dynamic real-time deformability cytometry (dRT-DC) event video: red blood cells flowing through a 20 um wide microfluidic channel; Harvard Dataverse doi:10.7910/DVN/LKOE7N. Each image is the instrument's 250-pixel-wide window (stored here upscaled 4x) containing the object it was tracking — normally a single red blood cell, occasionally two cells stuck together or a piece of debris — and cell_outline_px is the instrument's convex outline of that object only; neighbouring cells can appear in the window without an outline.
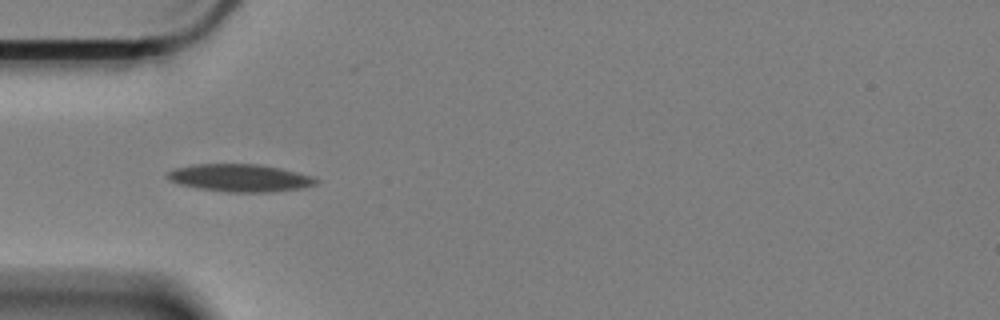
{"species": "Egyptian fruit bat (a non-hibernating species)", "species_latin": "Rousettus aegyptiacus", "temperature_condition": "cold", "stored_images_in_passage": 37, "camera_frame_rate_fps": 3000, "um_per_image_px": 0.085, "animal": {"sex": "female"}, "frame": {"image": 1, "passage_image": 1, "time_ms": 0.0, "image_size_px": [1000, 320], "cell_outline_px": [[316, 184], [300, 188], [268, 192], [228, 192], [200, 188], [180, 184], [168, 180], [164, 176], [168, 172], [176, 168], [192, 164], [260, 164], [280, 168], [312, 176], [316, 180]], "centroid_in_image_um": [20.34, 15.11], "position_along_channel_um": 64.7, "area_um2": 23.64}}
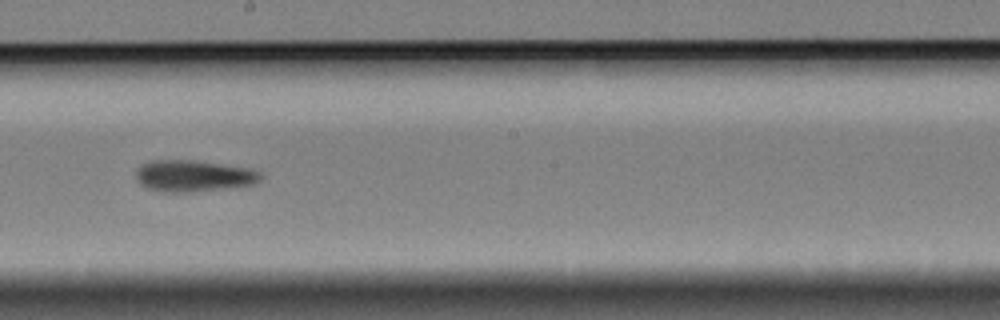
{"frame": {"image": 2, "passage_image": 16, "time_ms": 5.0, "image_size_px": [1000, 320], "cell_outline_px": [[264, 176], [256, 184], [188, 192], [160, 192], [148, 188], [140, 184], [136, 180], [136, 172], [140, 164], [152, 160], [192, 160], [252, 168], [260, 172]], "centroid_in_image_um": [16.44, 14.94], "position_along_channel_um": 231.8, "area_um2": 23.0}}
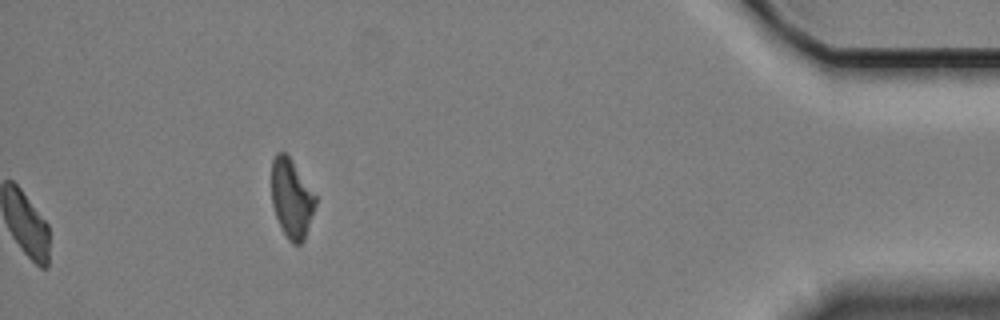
{"frame": {"image": 3, "passage_image": 37, "time_ms": 12.0, "image_size_px": [1000, 320], "cell_outline_px": [[316, 204], [304, 240], [300, 244], [292, 244], [288, 240], [276, 216], [272, 204], [272, 160], [276, 152], [284, 152], [292, 160], [316, 196]], "centroid_in_image_um": [24.78, 16.87], "position_along_channel_um": 410.4, "area_um2": 20.0}}